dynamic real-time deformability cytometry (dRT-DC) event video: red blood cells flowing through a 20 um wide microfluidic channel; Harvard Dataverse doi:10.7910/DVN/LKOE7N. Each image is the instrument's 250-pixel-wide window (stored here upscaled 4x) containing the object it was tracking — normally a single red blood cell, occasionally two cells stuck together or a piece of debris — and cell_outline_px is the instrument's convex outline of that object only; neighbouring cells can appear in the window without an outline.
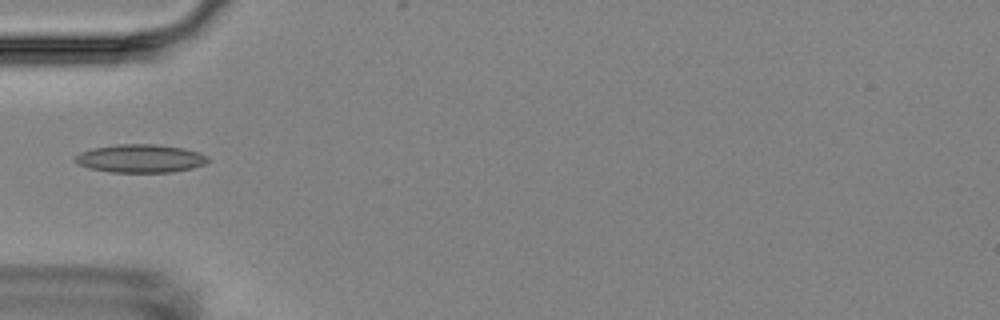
{"species": "Egyptian fruit bat (a non-hibernating species)", "species_latin": "Rousettus aegyptiacus", "temperature_condition": "room temperature", "stored_images_in_passage": 7, "camera_frame_rate_fps": 3000, "um_per_image_px": 0.085, "animal": {"sex": "female"}, "frame": {"image": 1, "passage_image": 4, "time_ms": 3.667, "image_size_px": [1000, 320], "cell_outline_px": [[208, 160], [204, 164], [192, 168], [172, 172], [108, 172], [88, 168], [72, 160], [80, 152], [92, 148], [120, 144], [156, 144], [184, 148], [200, 152], [208, 156]], "centroid_in_image_um": [11.93, 13.47], "position_along_channel_um": 73.1, "area_um2": 21.91}}
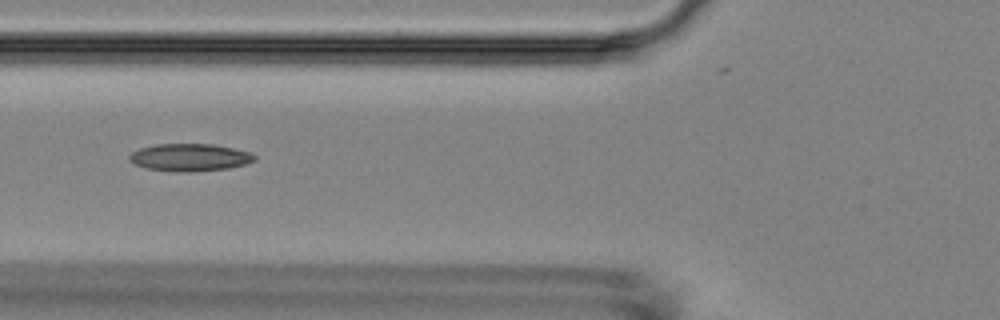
{"frame": {"image": 2, "passage_image": 5, "time_ms": 4.667, "image_size_px": [1000, 320], "cell_outline_px": [[256, 160], [244, 164], [228, 168], [176, 172], [144, 168], [128, 160], [128, 156], [132, 152], [140, 148], [156, 144], [212, 144], [232, 148], [248, 152], [256, 156]], "centroid_in_image_um": [16.08, 13.37], "position_along_channel_um": 109.7, "area_um2": 19.77}}
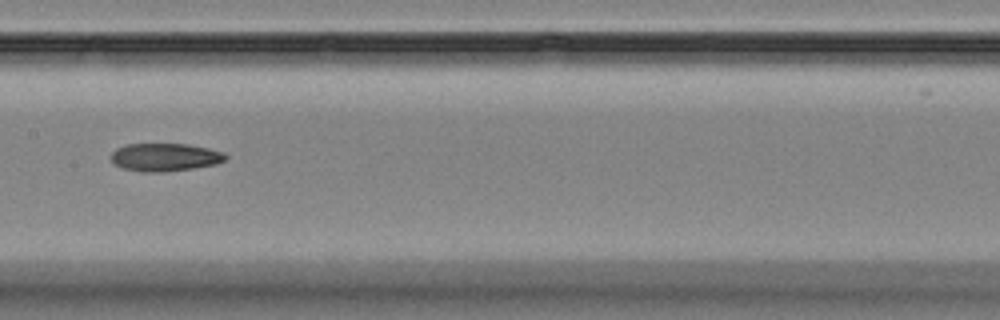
{"frame": {"image": 3, "passage_image": 7, "time_ms": 7.0, "image_size_px": [1000, 320], "cell_outline_px": [[228, 156], [224, 160], [216, 164], [192, 168], [164, 172], [140, 172], [120, 168], [112, 160], [112, 152], [116, 148], [128, 144], [188, 144], [208, 148], [224, 152]], "centroid_in_image_um": [14.02, 13.36], "position_along_channel_um": 193.4, "area_um2": 18.67}}